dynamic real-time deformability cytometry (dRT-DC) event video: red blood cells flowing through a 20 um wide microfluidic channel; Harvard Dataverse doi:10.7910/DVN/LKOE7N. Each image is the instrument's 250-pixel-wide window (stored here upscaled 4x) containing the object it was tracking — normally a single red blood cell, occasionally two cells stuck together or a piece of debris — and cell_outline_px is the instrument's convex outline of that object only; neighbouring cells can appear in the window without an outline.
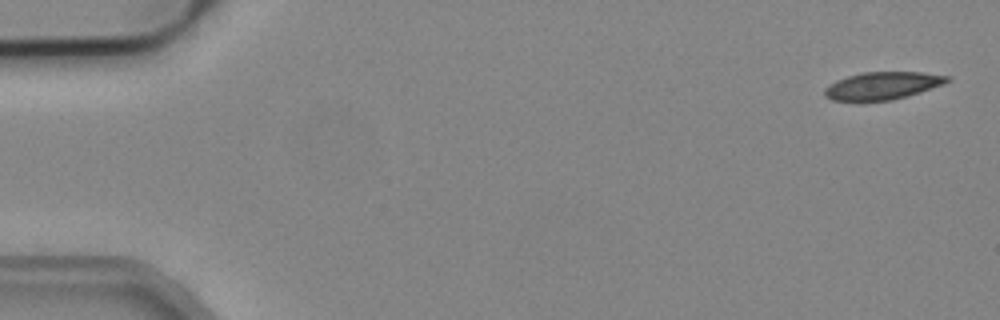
{"species": "common noctule bat (a hibernating species)", "species_latin": "Nyctalus noctula", "temperature_condition": "cold", "stored_images_in_passage": 5, "segment_of_instrument_passage": [1, 2], "camera_frame_rate_fps": 3000, "um_per_image_px": 0.085, "animal": {"sex": "male", "body_mass_g": 19.2, "forearm_length_mm": 51.8}, "frame": {"image": 1, "passage_image": 1, "time_ms": 0.0, "image_size_px": [1000, 320], "cell_outline_px": [[952, 80], [944, 84], [908, 96], [892, 100], [832, 100], [824, 96], [824, 88], [836, 80], [860, 72], [920, 72], [952, 76]], "centroid_in_image_um": [75.05, 7.27], "position_along_channel_um": 10.0, "area_um2": 19.71}}